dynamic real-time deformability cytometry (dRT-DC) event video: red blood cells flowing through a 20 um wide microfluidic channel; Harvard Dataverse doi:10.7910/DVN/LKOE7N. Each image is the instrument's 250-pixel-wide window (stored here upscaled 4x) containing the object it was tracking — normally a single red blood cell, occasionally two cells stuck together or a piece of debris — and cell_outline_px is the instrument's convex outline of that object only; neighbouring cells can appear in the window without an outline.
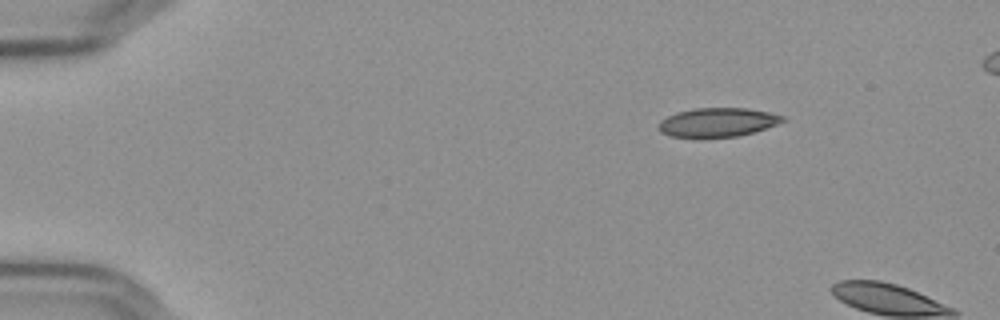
{"species": "Egyptian fruit bat (a non-hibernating species)", "species_latin": "Rousettus aegyptiacus", "temperature_condition": "cold", "stored_images_in_passage": 4, "camera_frame_rate_fps": 3000, "um_per_image_px": 0.085, "frame": {"image": 1, "passage_image": 1, "time_ms": 0.0, "image_size_px": [1000, 320], "cell_outline_px": [[788, 120], [752, 132], [736, 136], [700, 140], [696, 140], [668, 136], [660, 132], [660, 120], [676, 112], [696, 108], [748, 108], [768, 112], [784, 116]], "centroid_in_image_um": [60.94, 10.43], "position_along_channel_um": 24.1, "area_um2": 21.5}}